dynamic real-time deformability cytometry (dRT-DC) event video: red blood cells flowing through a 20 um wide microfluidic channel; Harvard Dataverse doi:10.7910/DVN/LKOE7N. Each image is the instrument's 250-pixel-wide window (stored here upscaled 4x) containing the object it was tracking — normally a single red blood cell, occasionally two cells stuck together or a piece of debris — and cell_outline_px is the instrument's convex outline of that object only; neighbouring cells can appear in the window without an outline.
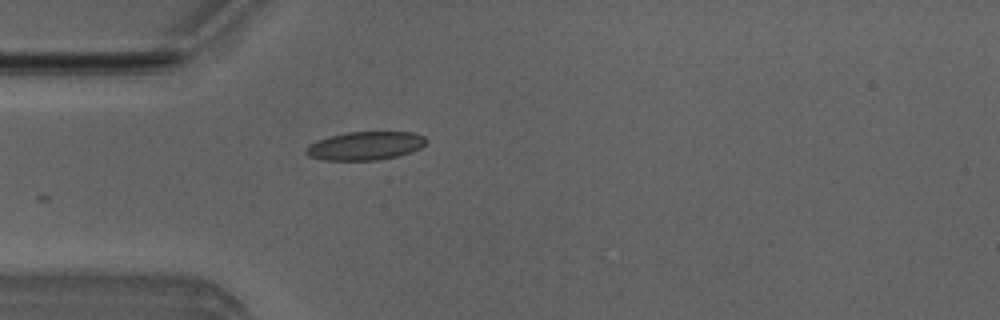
{"species": "Egyptian fruit bat (a non-hibernating species)", "species_latin": "Rousettus aegyptiacus", "temperature_condition": "room temperature", "stored_images_in_passage": 9, "camera_frame_rate_fps": 3000, "um_per_image_px": 0.085, "animal": {"sex": "male"}, "frame": {"image": 1, "passage_image": 1, "time_ms": 0.0, "image_size_px": [1000, 320], "cell_outline_px": [[428, 140], [420, 148], [412, 152], [396, 156], [376, 160], [324, 160], [308, 156], [304, 152], [312, 144], [328, 136], [348, 132], [412, 132], [424, 136]], "centroid_in_image_um": [31.08, 12.39], "position_along_channel_um": 53.9, "area_um2": 19.71}}
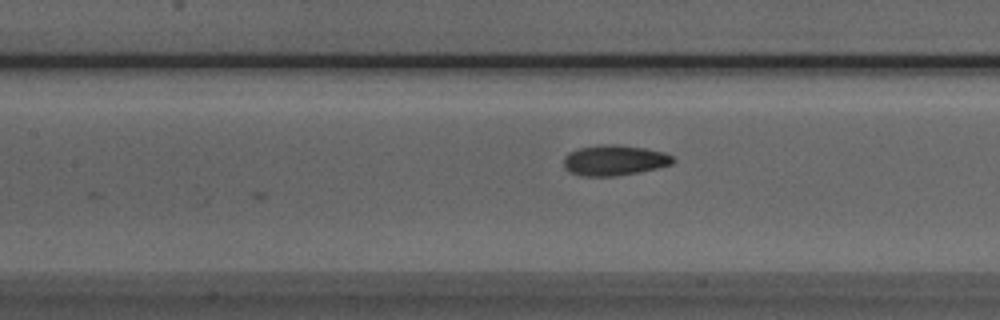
{"frame": {"image": 2, "passage_image": 9, "time_ms": 2.667, "image_size_px": [1000, 320], "cell_outline_px": [[676, 160], [672, 164], [656, 168], [616, 176], [580, 176], [568, 172], [564, 168], [564, 156], [568, 152], [580, 148], [600, 144], [620, 144], [644, 148], [664, 152], [672, 156]], "centroid_in_image_um": [52.19, 13.62], "position_along_channel_um": 155.2, "area_um2": 19.54}}